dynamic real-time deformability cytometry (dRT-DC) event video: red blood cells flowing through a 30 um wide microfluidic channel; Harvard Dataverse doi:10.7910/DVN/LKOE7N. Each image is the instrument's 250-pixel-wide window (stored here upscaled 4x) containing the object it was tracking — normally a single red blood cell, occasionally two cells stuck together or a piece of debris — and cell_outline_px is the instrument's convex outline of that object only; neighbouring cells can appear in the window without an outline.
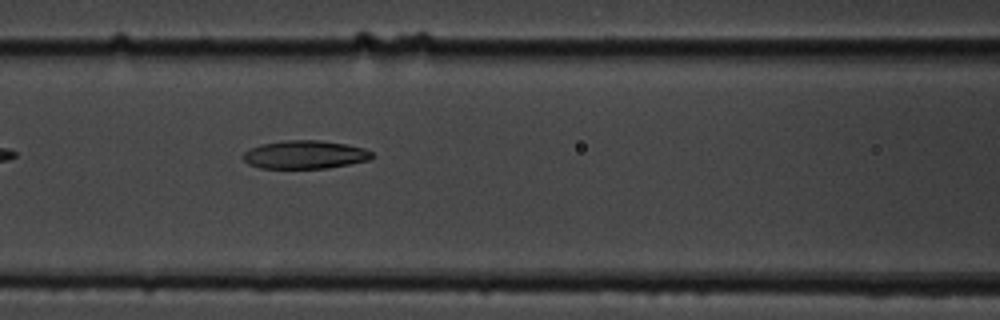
{"species": "common noctule bat (a hibernating species)", "species_latin": "Nyctalus noctula", "temperature_condition": "cold", "stored_images_in_passage": 5, "camera_frame_rate_fps": 3000, "um_per_image_px": 0.085, "animal": {"sex": "male", "body_mass_g": 19.5, "forearm_length_mm": 54.6}, "frame": {"image": 1, "passage_image": 5, "time_ms": 4.667, "image_size_px": [1000, 320], "cell_outline_px": [[376, 156], [368, 160], [328, 168], [260, 168], [248, 164], [240, 156], [244, 152], [260, 144], [288, 140], [320, 140], [344, 144], [364, 148], [372, 152]], "centroid_in_image_um": [25.91, 13.15], "position_along_channel_um": 140.7, "area_um2": 21.21}}